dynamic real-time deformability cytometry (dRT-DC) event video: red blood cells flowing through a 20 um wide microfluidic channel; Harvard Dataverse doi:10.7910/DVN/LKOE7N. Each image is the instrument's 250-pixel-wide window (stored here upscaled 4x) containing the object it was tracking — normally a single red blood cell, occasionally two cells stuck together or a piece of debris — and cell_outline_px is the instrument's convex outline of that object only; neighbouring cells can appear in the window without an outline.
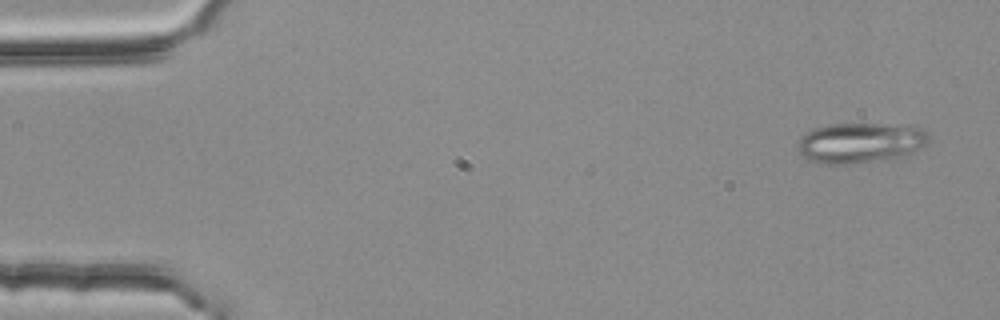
{"species": "common noctule bat (a hibernating species)", "species_latin": "Nyctalus noctula", "temperature_condition": "room temperature", "stored_images_in_passage": 5, "camera_frame_rate_fps": 3000, "um_per_image_px": 0.085, "animal": {"sex": "female", "body_mass_g": 25.1}, "frame": {"image": 1, "passage_image": 1, "time_ms": 0.0, "image_size_px": [1000, 320], "cell_outline_px": [[928, 144], [908, 156], [896, 160], [848, 164], [820, 164], [804, 156], [800, 152], [796, 144], [800, 136], [812, 128], [828, 124], [880, 124], [924, 128], [928, 132]], "centroid_in_image_um": [73.16, 12.16], "position_along_channel_um": 11.8, "area_um2": 31.5}}